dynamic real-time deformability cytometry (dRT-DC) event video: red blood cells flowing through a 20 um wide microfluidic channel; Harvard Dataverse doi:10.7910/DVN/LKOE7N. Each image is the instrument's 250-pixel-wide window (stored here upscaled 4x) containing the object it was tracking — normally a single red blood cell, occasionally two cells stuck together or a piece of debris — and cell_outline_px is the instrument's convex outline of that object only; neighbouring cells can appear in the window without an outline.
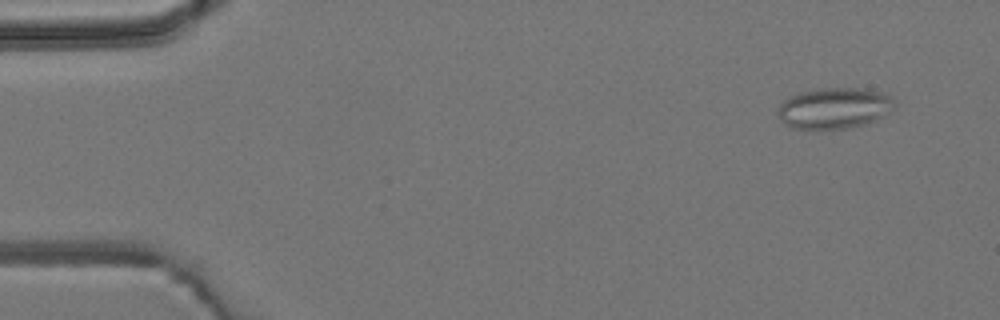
{"species": "common noctule bat (a hibernating species)", "species_latin": "Nyctalus noctula", "temperature_condition": "room temperature", "stored_images_in_passage": 4, "camera_frame_rate_fps": 3000, "um_per_image_px": 0.085, "animal": {"sex": "male", "body_mass_g": 19.2, "forearm_length_mm": 51.8}, "frame": {"image": 1, "passage_image": 1, "time_ms": 0.0, "image_size_px": [1000, 320], "cell_outline_px": [[896, 108], [884, 116], [876, 120], [864, 124], [848, 128], [788, 128], [780, 120], [776, 112], [780, 104], [788, 96], [800, 92], [816, 88], [864, 88], [884, 92], [892, 96], [896, 100]], "centroid_in_image_um": [70.94, 9.17], "position_along_channel_um": 14.1, "area_um2": 28.44}}
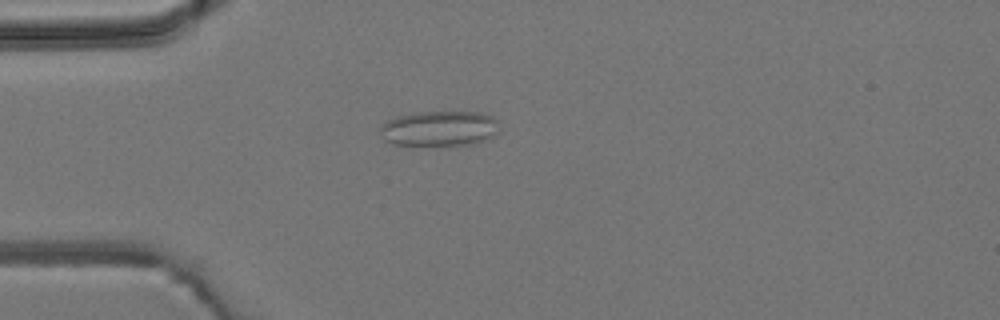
{"frame": {"image": 2, "passage_image": 4, "time_ms": 3.333, "image_size_px": [1000, 320], "cell_outline_px": [[500, 132], [496, 136], [476, 144], [440, 148], [396, 144], [384, 140], [380, 132], [380, 124], [388, 120], [412, 112], [480, 112], [492, 116], [496, 120]], "centroid_in_image_um": [37.39, 10.97], "position_along_channel_um": 47.6, "area_um2": 25.61}}